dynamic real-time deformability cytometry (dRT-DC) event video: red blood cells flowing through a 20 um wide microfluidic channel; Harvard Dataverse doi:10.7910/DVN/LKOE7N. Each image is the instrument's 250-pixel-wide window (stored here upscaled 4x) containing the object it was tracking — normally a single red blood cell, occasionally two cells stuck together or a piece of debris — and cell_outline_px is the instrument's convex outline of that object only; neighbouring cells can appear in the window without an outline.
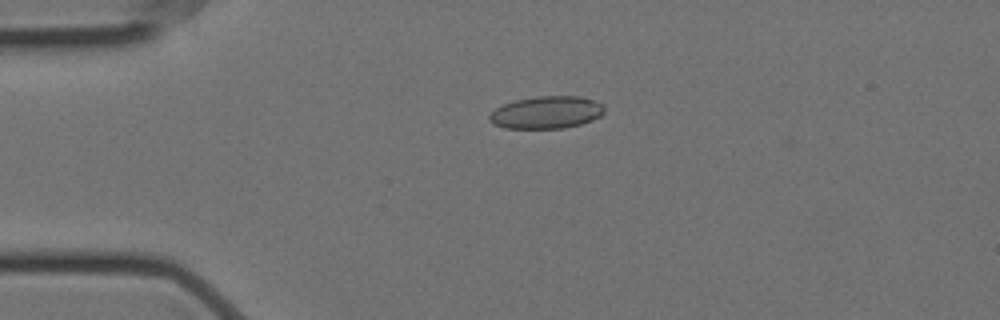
{"species": "Egyptian fruit bat (a non-hibernating species)", "species_latin": "Rousettus aegyptiacus", "temperature_condition": "cold", "stored_images_in_passage": 38, "camera_frame_rate_fps": 3000, "um_per_image_px": 0.085, "animal": {"sex": "female"}, "frame": {"image": 1, "passage_image": 1, "time_ms": 0.0, "image_size_px": [1000, 320], "cell_outline_px": [[604, 112], [600, 116], [592, 120], [580, 124], [564, 128], [504, 128], [492, 124], [488, 120], [488, 116], [496, 108], [504, 104], [516, 100], [536, 96], [580, 96], [604, 104]], "centroid_in_image_um": [46.44, 9.55], "position_along_channel_um": 38.6, "area_um2": 21.73}}
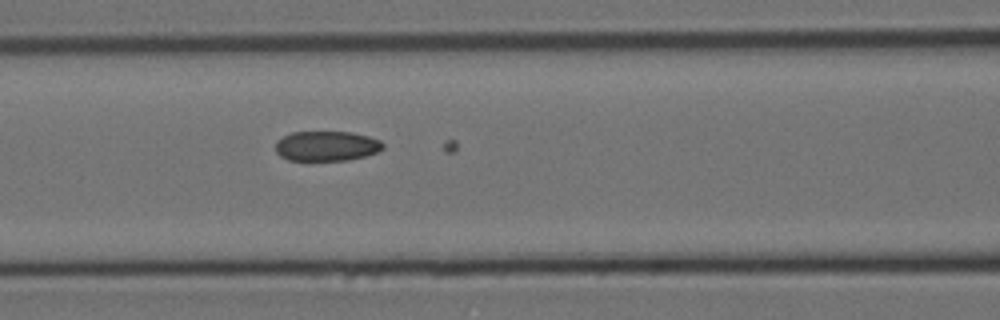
{"frame": {"image": 2, "passage_image": 12, "time_ms": 3.667, "image_size_px": [1000, 320], "cell_outline_px": [[384, 148], [376, 152], [364, 156], [348, 160], [288, 160], [280, 156], [276, 152], [276, 140], [292, 132], [352, 132], [368, 136], [380, 140], [384, 144]], "centroid_in_image_um": [27.75, 12.41], "position_along_channel_um": 138.8, "area_um2": 18.73}}
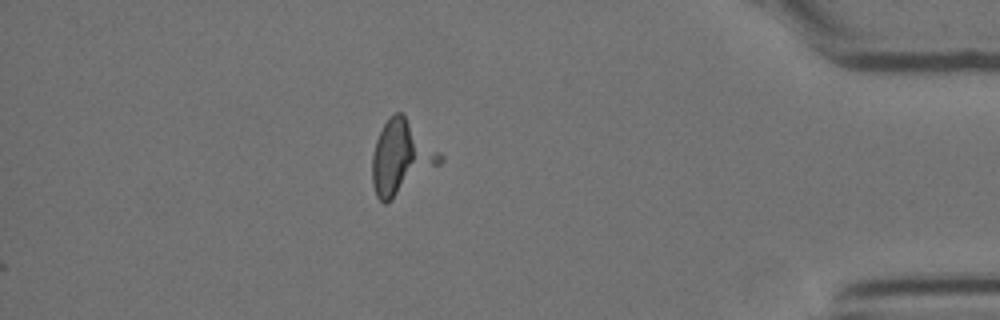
{"frame": {"image": 3, "passage_image": 38, "time_ms": 12.333, "image_size_px": [1000, 320], "cell_outline_px": [[444, 160], [440, 164], [384, 204], [376, 196], [372, 184], [372, 152], [376, 140], [384, 124], [396, 112], [400, 112], [444, 156]], "centroid_in_image_um": [34.08, 13.4], "position_along_channel_um": 401.1, "area_um2": 28.26}}